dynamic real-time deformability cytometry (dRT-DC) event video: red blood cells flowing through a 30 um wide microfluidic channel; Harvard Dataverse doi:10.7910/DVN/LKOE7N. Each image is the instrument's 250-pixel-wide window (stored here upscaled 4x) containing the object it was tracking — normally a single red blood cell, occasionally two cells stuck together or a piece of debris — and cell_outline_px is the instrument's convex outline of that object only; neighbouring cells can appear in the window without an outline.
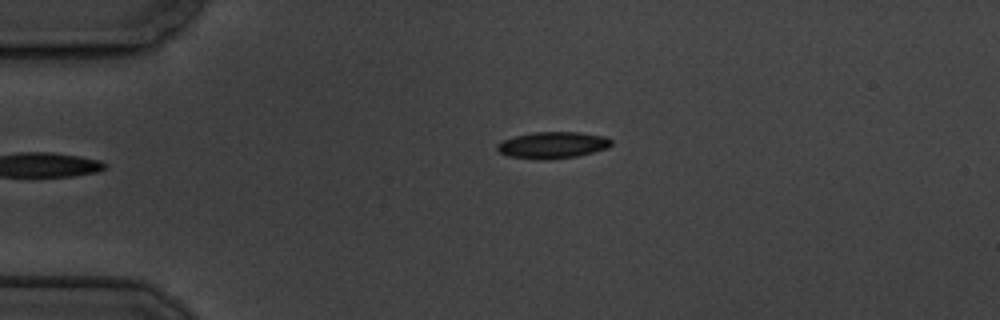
{"species": "common noctule bat (a hibernating species)", "species_latin": "Nyctalus noctula", "temperature_condition": "cold", "stored_images_in_passage": 4, "camera_frame_rate_fps": 3000, "um_per_image_px": 0.085, "animal": {"sex": "male", "body_mass_g": 19.5, "forearm_length_mm": 54.6}, "frame": {"image": 1, "passage_image": 4, "time_ms": 3.667, "image_size_px": [1000, 320], "cell_outline_px": [[612, 144], [608, 148], [576, 156], [548, 160], [540, 160], [508, 156], [500, 152], [496, 148], [496, 144], [504, 140], [516, 136], [532, 132], [580, 132], [604, 136], [612, 140]], "centroid_in_image_um": [46.97, 12.33], "position_along_channel_um": 38.0, "area_um2": 17.69}}